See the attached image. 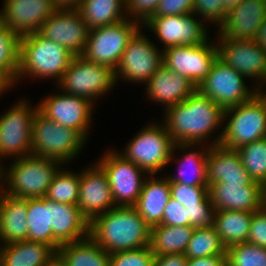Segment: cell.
<instances>
[{"label":"cell","instance_id":"7bdbcfd3","mask_svg":"<svg viewBox=\"0 0 266 266\" xmlns=\"http://www.w3.org/2000/svg\"><path fill=\"white\" fill-rule=\"evenodd\" d=\"M187 212V226L195 228L212 226L214 224L215 209L212 203H198L185 208Z\"/></svg>","mask_w":266,"mask_h":266},{"label":"cell","instance_id":"9a60e30c","mask_svg":"<svg viewBox=\"0 0 266 266\" xmlns=\"http://www.w3.org/2000/svg\"><path fill=\"white\" fill-rule=\"evenodd\" d=\"M208 40L200 45L172 46L163 51V64L190 80L197 88L210 73L218 57L216 43Z\"/></svg>","mask_w":266,"mask_h":266},{"label":"cell","instance_id":"836d02e7","mask_svg":"<svg viewBox=\"0 0 266 266\" xmlns=\"http://www.w3.org/2000/svg\"><path fill=\"white\" fill-rule=\"evenodd\" d=\"M50 207L51 200H48L46 197L27 198L28 240L43 242L53 248Z\"/></svg>","mask_w":266,"mask_h":266},{"label":"cell","instance_id":"4316f807","mask_svg":"<svg viewBox=\"0 0 266 266\" xmlns=\"http://www.w3.org/2000/svg\"><path fill=\"white\" fill-rule=\"evenodd\" d=\"M28 240L27 199L0 195V245Z\"/></svg>","mask_w":266,"mask_h":266},{"label":"cell","instance_id":"d6986e66","mask_svg":"<svg viewBox=\"0 0 266 266\" xmlns=\"http://www.w3.org/2000/svg\"><path fill=\"white\" fill-rule=\"evenodd\" d=\"M4 1L3 8L0 10V23L20 37L38 32L47 18L57 10L53 0Z\"/></svg>","mask_w":266,"mask_h":266},{"label":"cell","instance_id":"8fae6325","mask_svg":"<svg viewBox=\"0 0 266 266\" xmlns=\"http://www.w3.org/2000/svg\"><path fill=\"white\" fill-rule=\"evenodd\" d=\"M244 79L246 77L217 57L197 90L225 110L250 100L258 93L256 86L248 88Z\"/></svg>","mask_w":266,"mask_h":266},{"label":"cell","instance_id":"816d5d0a","mask_svg":"<svg viewBox=\"0 0 266 266\" xmlns=\"http://www.w3.org/2000/svg\"><path fill=\"white\" fill-rule=\"evenodd\" d=\"M83 0H53L57 9H78Z\"/></svg>","mask_w":266,"mask_h":266},{"label":"cell","instance_id":"681fc988","mask_svg":"<svg viewBox=\"0 0 266 266\" xmlns=\"http://www.w3.org/2000/svg\"><path fill=\"white\" fill-rule=\"evenodd\" d=\"M186 266H227L226 253L201 258H188Z\"/></svg>","mask_w":266,"mask_h":266},{"label":"cell","instance_id":"c3c4849f","mask_svg":"<svg viewBox=\"0 0 266 266\" xmlns=\"http://www.w3.org/2000/svg\"><path fill=\"white\" fill-rule=\"evenodd\" d=\"M187 260L184 253L155 255L153 266H186Z\"/></svg>","mask_w":266,"mask_h":266},{"label":"cell","instance_id":"30bf717a","mask_svg":"<svg viewBox=\"0 0 266 266\" xmlns=\"http://www.w3.org/2000/svg\"><path fill=\"white\" fill-rule=\"evenodd\" d=\"M23 98L0 115V159L32 155L31 135L38 104L32 106ZM34 107V108H33Z\"/></svg>","mask_w":266,"mask_h":266},{"label":"cell","instance_id":"7a4b0ae2","mask_svg":"<svg viewBox=\"0 0 266 266\" xmlns=\"http://www.w3.org/2000/svg\"><path fill=\"white\" fill-rule=\"evenodd\" d=\"M151 227L133 206H116L96 216L89 236L109 254L150 246Z\"/></svg>","mask_w":266,"mask_h":266},{"label":"cell","instance_id":"ffe728a7","mask_svg":"<svg viewBox=\"0 0 266 266\" xmlns=\"http://www.w3.org/2000/svg\"><path fill=\"white\" fill-rule=\"evenodd\" d=\"M77 207L89 223L96 216L116 207L107 176L97 164L80 171Z\"/></svg>","mask_w":266,"mask_h":266},{"label":"cell","instance_id":"9c48e42d","mask_svg":"<svg viewBox=\"0 0 266 266\" xmlns=\"http://www.w3.org/2000/svg\"><path fill=\"white\" fill-rule=\"evenodd\" d=\"M140 25V22L127 18L113 25L90 30L82 56L115 70L128 42L142 28Z\"/></svg>","mask_w":266,"mask_h":266},{"label":"cell","instance_id":"e575fe53","mask_svg":"<svg viewBox=\"0 0 266 266\" xmlns=\"http://www.w3.org/2000/svg\"><path fill=\"white\" fill-rule=\"evenodd\" d=\"M20 36L0 23V74L13 86L19 69Z\"/></svg>","mask_w":266,"mask_h":266},{"label":"cell","instance_id":"83f0119b","mask_svg":"<svg viewBox=\"0 0 266 266\" xmlns=\"http://www.w3.org/2000/svg\"><path fill=\"white\" fill-rule=\"evenodd\" d=\"M201 144H174L178 151H186L178 161V174L166 176L170 182H179L189 186H208L207 157L209 145ZM208 145V146H207ZM197 148L196 151L194 148ZM189 149V150H188ZM194 150V151H193ZM180 165V166H179ZM180 167V168H179Z\"/></svg>","mask_w":266,"mask_h":266},{"label":"cell","instance_id":"7402d4cb","mask_svg":"<svg viewBox=\"0 0 266 266\" xmlns=\"http://www.w3.org/2000/svg\"><path fill=\"white\" fill-rule=\"evenodd\" d=\"M266 19V6L261 0H242L227 11L218 35L232 40H253Z\"/></svg>","mask_w":266,"mask_h":266},{"label":"cell","instance_id":"2e32d148","mask_svg":"<svg viewBox=\"0 0 266 266\" xmlns=\"http://www.w3.org/2000/svg\"><path fill=\"white\" fill-rule=\"evenodd\" d=\"M217 37L218 58L244 77L258 80L256 88H261L266 83V51L253 40Z\"/></svg>","mask_w":266,"mask_h":266},{"label":"cell","instance_id":"74e56055","mask_svg":"<svg viewBox=\"0 0 266 266\" xmlns=\"http://www.w3.org/2000/svg\"><path fill=\"white\" fill-rule=\"evenodd\" d=\"M250 177L266 186V137L237 149Z\"/></svg>","mask_w":266,"mask_h":266},{"label":"cell","instance_id":"f5cc1de1","mask_svg":"<svg viewBox=\"0 0 266 266\" xmlns=\"http://www.w3.org/2000/svg\"><path fill=\"white\" fill-rule=\"evenodd\" d=\"M45 266H67L63 258L56 252Z\"/></svg>","mask_w":266,"mask_h":266},{"label":"cell","instance_id":"4dcf8cb0","mask_svg":"<svg viewBox=\"0 0 266 266\" xmlns=\"http://www.w3.org/2000/svg\"><path fill=\"white\" fill-rule=\"evenodd\" d=\"M78 11L90 30L128 18L125 0H83Z\"/></svg>","mask_w":266,"mask_h":266},{"label":"cell","instance_id":"bcb514c9","mask_svg":"<svg viewBox=\"0 0 266 266\" xmlns=\"http://www.w3.org/2000/svg\"><path fill=\"white\" fill-rule=\"evenodd\" d=\"M194 0H160L152 16H173L193 13Z\"/></svg>","mask_w":266,"mask_h":266},{"label":"cell","instance_id":"f6af8a7d","mask_svg":"<svg viewBox=\"0 0 266 266\" xmlns=\"http://www.w3.org/2000/svg\"><path fill=\"white\" fill-rule=\"evenodd\" d=\"M126 13L128 18L136 20L143 24L151 17L160 0H125ZM133 17V18H132Z\"/></svg>","mask_w":266,"mask_h":266},{"label":"cell","instance_id":"d6a6232c","mask_svg":"<svg viewBox=\"0 0 266 266\" xmlns=\"http://www.w3.org/2000/svg\"><path fill=\"white\" fill-rule=\"evenodd\" d=\"M195 227L158 224L151 227L150 248L154 255L184 253Z\"/></svg>","mask_w":266,"mask_h":266},{"label":"cell","instance_id":"680465c9","mask_svg":"<svg viewBox=\"0 0 266 266\" xmlns=\"http://www.w3.org/2000/svg\"><path fill=\"white\" fill-rule=\"evenodd\" d=\"M265 206H266V186H265Z\"/></svg>","mask_w":266,"mask_h":266},{"label":"cell","instance_id":"7c38bea8","mask_svg":"<svg viewBox=\"0 0 266 266\" xmlns=\"http://www.w3.org/2000/svg\"><path fill=\"white\" fill-rule=\"evenodd\" d=\"M96 164L107 176L115 205L133 206L146 178L143 174H148L114 149H108Z\"/></svg>","mask_w":266,"mask_h":266},{"label":"cell","instance_id":"d4e9b609","mask_svg":"<svg viewBox=\"0 0 266 266\" xmlns=\"http://www.w3.org/2000/svg\"><path fill=\"white\" fill-rule=\"evenodd\" d=\"M50 223L53 231V249L61 245L82 240L89 236V221L81 214L77 205L51 201Z\"/></svg>","mask_w":266,"mask_h":266},{"label":"cell","instance_id":"8d00e7d4","mask_svg":"<svg viewBox=\"0 0 266 266\" xmlns=\"http://www.w3.org/2000/svg\"><path fill=\"white\" fill-rule=\"evenodd\" d=\"M80 173L62 167L52 180L46 198L53 202L77 205L79 199Z\"/></svg>","mask_w":266,"mask_h":266},{"label":"cell","instance_id":"6f0895ef","mask_svg":"<svg viewBox=\"0 0 266 266\" xmlns=\"http://www.w3.org/2000/svg\"><path fill=\"white\" fill-rule=\"evenodd\" d=\"M258 93L263 97V99L266 101V90H263L262 88L258 89Z\"/></svg>","mask_w":266,"mask_h":266},{"label":"cell","instance_id":"277c9868","mask_svg":"<svg viewBox=\"0 0 266 266\" xmlns=\"http://www.w3.org/2000/svg\"><path fill=\"white\" fill-rule=\"evenodd\" d=\"M13 160L9 168H4V193L21 199L45 197L56 173L64 165L35 155Z\"/></svg>","mask_w":266,"mask_h":266},{"label":"cell","instance_id":"cb8c5ba5","mask_svg":"<svg viewBox=\"0 0 266 266\" xmlns=\"http://www.w3.org/2000/svg\"><path fill=\"white\" fill-rule=\"evenodd\" d=\"M208 186L216 182L250 185L254 180L243 166L236 149H230L220 144L209 145L207 157Z\"/></svg>","mask_w":266,"mask_h":266},{"label":"cell","instance_id":"484cf974","mask_svg":"<svg viewBox=\"0 0 266 266\" xmlns=\"http://www.w3.org/2000/svg\"><path fill=\"white\" fill-rule=\"evenodd\" d=\"M148 176L133 207L145 222L153 227L162 221L165 206L171 198V190L167 177L156 178L155 174Z\"/></svg>","mask_w":266,"mask_h":266},{"label":"cell","instance_id":"f35d334b","mask_svg":"<svg viewBox=\"0 0 266 266\" xmlns=\"http://www.w3.org/2000/svg\"><path fill=\"white\" fill-rule=\"evenodd\" d=\"M227 266H266V248L239 243L226 249Z\"/></svg>","mask_w":266,"mask_h":266},{"label":"cell","instance_id":"b9f144b4","mask_svg":"<svg viewBox=\"0 0 266 266\" xmlns=\"http://www.w3.org/2000/svg\"><path fill=\"white\" fill-rule=\"evenodd\" d=\"M193 13L205 22L218 27L225 20L227 10L223 0H194Z\"/></svg>","mask_w":266,"mask_h":266},{"label":"cell","instance_id":"52a82bcc","mask_svg":"<svg viewBox=\"0 0 266 266\" xmlns=\"http://www.w3.org/2000/svg\"><path fill=\"white\" fill-rule=\"evenodd\" d=\"M85 142L87 140L77 130L64 127L36 112L32 124V155L66 164L76 158Z\"/></svg>","mask_w":266,"mask_h":266},{"label":"cell","instance_id":"7dc6e473","mask_svg":"<svg viewBox=\"0 0 266 266\" xmlns=\"http://www.w3.org/2000/svg\"><path fill=\"white\" fill-rule=\"evenodd\" d=\"M160 224L171 226H187V212L185 207L172 197L165 206Z\"/></svg>","mask_w":266,"mask_h":266},{"label":"cell","instance_id":"d590c367","mask_svg":"<svg viewBox=\"0 0 266 266\" xmlns=\"http://www.w3.org/2000/svg\"><path fill=\"white\" fill-rule=\"evenodd\" d=\"M224 253H226V247L213 225L195 228L184 252L187 258H201Z\"/></svg>","mask_w":266,"mask_h":266},{"label":"cell","instance_id":"5b68a950","mask_svg":"<svg viewBox=\"0 0 266 266\" xmlns=\"http://www.w3.org/2000/svg\"><path fill=\"white\" fill-rule=\"evenodd\" d=\"M223 124L220 134L214 137V141H209L210 146L220 144L237 150L242 145L265 138L266 101L257 93L250 100L225 109Z\"/></svg>","mask_w":266,"mask_h":266},{"label":"cell","instance_id":"1f68e13d","mask_svg":"<svg viewBox=\"0 0 266 266\" xmlns=\"http://www.w3.org/2000/svg\"><path fill=\"white\" fill-rule=\"evenodd\" d=\"M57 253L67 266H110V254L90 236L61 245Z\"/></svg>","mask_w":266,"mask_h":266},{"label":"cell","instance_id":"11a10c76","mask_svg":"<svg viewBox=\"0 0 266 266\" xmlns=\"http://www.w3.org/2000/svg\"><path fill=\"white\" fill-rule=\"evenodd\" d=\"M242 0H223L225 8L227 11L234 8L236 5H238Z\"/></svg>","mask_w":266,"mask_h":266},{"label":"cell","instance_id":"ab89813d","mask_svg":"<svg viewBox=\"0 0 266 266\" xmlns=\"http://www.w3.org/2000/svg\"><path fill=\"white\" fill-rule=\"evenodd\" d=\"M209 186H189L179 182H170L171 197L185 208L198 203H212Z\"/></svg>","mask_w":266,"mask_h":266},{"label":"cell","instance_id":"e0dca14e","mask_svg":"<svg viewBox=\"0 0 266 266\" xmlns=\"http://www.w3.org/2000/svg\"><path fill=\"white\" fill-rule=\"evenodd\" d=\"M94 104L65 92L48 95L38 103V111L49 120L77 130L86 140L93 123Z\"/></svg>","mask_w":266,"mask_h":266},{"label":"cell","instance_id":"44dd1931","mask_svg":"<svg viewBox=\"0 0 266 266\" xmlns=\"http://www.w3.org/2000/svg\"><path fill=\"white\" fill-rule=\"evenodd\" d=\"M209 196L215 210L254 212L265 205V187L256 181L250 185L216 182L209 188Z\"/></svg>","mask_w":266,"mask_h":266},{"label":"cell","instance_id":"f546056e","mask_svg":"<svg viewBox=\"0 0 266 266\" xmlns=\"http://www.w3.org/2000/svg\"><path fill=\"white\" fill-rule=\"evenodd\" d=\"M251 220V212L216 210L213 226L227 249L232 245L247 242Z\"/></svg>","mask_w":266,"mask_h":266},{"label":"cell","instance_id":"6da1fadb","mask_svg":"<svg viewBox=\"0 0 266 266\" xmlns=\"http://www.w3.org/2000/svg\"><path fill=\"white\" fill-rule=\"evenodd\" d=\"M164 114V125L175 144H206L224 123V109L197 89Z\"/></svg>","mask_w":266,"mask_h":266},{"label":"cell","instance_id":"3957f363","mask_svg":"<svg viewBox=\"0 0 266 266\" xmlns=\"http://www.w3.org/2000/svg\"><path fill=\"white\" fill-rule=\"evenodd\" d=\"M74 55L65 47L42 37L38 32L20 37L17 81L25 77L51 78L55 84L68 69Z\"/></svg>","mask_w":266,"mask_h":266},{"label":"cell","instance_id":"ee69618b","mask_svg":"<svg viewBox=\"0 0 266 266\" xmlns=\"http://www.w3.org/2000/svg\"><path fill=\"white\" fill-rule=\"evenodd\" d=\"M247 243L266 248V206L252 212Z\"/></svg>","mask_w":266,"mask_h":266},{"label":"cell","instance_id":"91938a15","mask_svg":"<svg viewBox=\"0 0 266 266\" xmlns=\"http://www.w3.org/2000/svg\"><path fill=\"white\" fill-rule=\"evenodd\" d=\"M261 1L266 6V0H261Z\"/></svg>","mask_w":266,"mask_h":266},{"label":"cell","instance_id":"ac0fdd59","mask_svg":"<svg viewBox=\"0 0 266 266\" xmlns=\"http://www.w3.org/2000/svg\"><path fill=\"white\" fill-rule=\"evenodd\" d=\"M89 32L78 9H57L38 30L42 37L59 43L74 56L83 54Z\"/></svg>","mask_w":266,"mask_h":266},{"label":"cell","instance_id":"ba28073f","mask_svg":"<svg viewBox=\"0 0 266 266\" xmlns=\"http://www.w3.org/2000/svg\"><path fill=\"white\" fill-rule=\"evenodd\" d=\"M117 82L113 68L93 63L79 55L72 58L68 69L57 82V87L94 104L95 99L107 94Z\"/></svg>","mask_w":266,"mask_h":266},{"label":"cell","instance_id":"603a6c76","mask_svg":"<svg viewBox=\"0 0 266 266\" xmlns=\"http://www.w3.org/2000/svg\"><path fill=\"white\" fill-rule=\"evenodd\" d=\"M144 85L147 98L156 104L164 105V110L185 101L197 89L190 80L167 68L164 64Z\"/></svg>","mask_w":266,"mask_h":266},{"label":"cell","instance_id":"8992f818","mask_svg":"<svg viewBox=\"0 0 266 266\" xmlns=\"http://www.w3.org/2000/svg\"><path fill=\"white\" fill-rule=\"evenodd\" d=\"M149 123L126 144L124 151H118L125 159L137 164L149 175L162 171L172 161L177 150L163 124Z\"/></svg>","mask_w":266,"mask_h":266},{"label":"cell","instance_id":"9f6ffc18","mask_svg":"<svg viewBox=\"0 0 266 266\" xmlns=\"http://www.w3.org/2000/svg\"><path fill=\"white\" fill-rule=\"evenodd\" d=\"M2 161L0 160V195L4 193V168L3 164L1 163Z\"/></svg>","mask_w":266,"mask_h":266},{"label":"cell","instance_id":"4fadbf2b","mask_svg":"<svg viewBox=\"0 0 266 266\" xmlns=\"http://www.w3.org/2000/svg\"><path fill=\"white\" fill-rule=\"evenodd\" d=\"M163 64V51L150 41L141 28L128 42L115 69L116 79L144 84Z\"/></svg>","mask_w":266,"mask_h":266},{"label":"cell","instance_id":"60d3db41","mask_svg":"<svg viewBox=\"0 0 266 266\" xmlns=\"http://www.w3.org/2000/svg\"><path fill=\"white\" fill-rule=\"evenodd\" d=\"M155 255L150 246L110 254V266H153Z\"/></svg>","mask_w":266,"mask_h":266},{"label":"cell","instance_id":"5bb4252c","mask_svg":"<svg viewBox=\"0 0 266 266\" xmlns=\"http://www.w3.org/2000/svg\"><path fill=\"white\" fill-rule=\"evenodd\" d=\"M194 16V13L151 16L141 26L149 28L164 44L161 50L172 46L200 45L209 40L208 30L205 21Z\"/></svg>","mask_w":266,"mask_h":266},{"label":"cell","instance_id":"f1b7e54d","mask_svg":"<svg viewBox=\"0 0 266 266\" xmlns=\"http://www.w3.org/2000/svg\"><path fill=\"white\" fill-rule=\"evenodd\" d=\"M56 251L48 244L23 240L0 245V266H45Z\"/></svg>","mask_w":266,"mask_h":266},{"label":"cell","instance_id":"f907efd6","mask_svg":"<svg viewBox=\"0 0 266 266\" xmlns=\"http://www.w3.org/2000/svg\"><path fill=\"white\" fill-rule=\"evenodd\" d=\"M253 41L257 43L264 51H266V19L259 26L258 32L256 33Z\"/></svg>","mask_w":266,"mask_h":266},{"label":"cell","instance_id":"db71d44e","mask_svg":"<svg viewBox=\"0 0 266 266\" xmlns=\"http://www.w3.org/2000/svg\"><path fill=\"white\" fill-rule=\"evenodd\" d=\"M11 87L13 88V86L0 74V95H2L4 91L8 92L7 90Z\"/></svg>","mask_w":266,"mask_h":266}]
</instances>
